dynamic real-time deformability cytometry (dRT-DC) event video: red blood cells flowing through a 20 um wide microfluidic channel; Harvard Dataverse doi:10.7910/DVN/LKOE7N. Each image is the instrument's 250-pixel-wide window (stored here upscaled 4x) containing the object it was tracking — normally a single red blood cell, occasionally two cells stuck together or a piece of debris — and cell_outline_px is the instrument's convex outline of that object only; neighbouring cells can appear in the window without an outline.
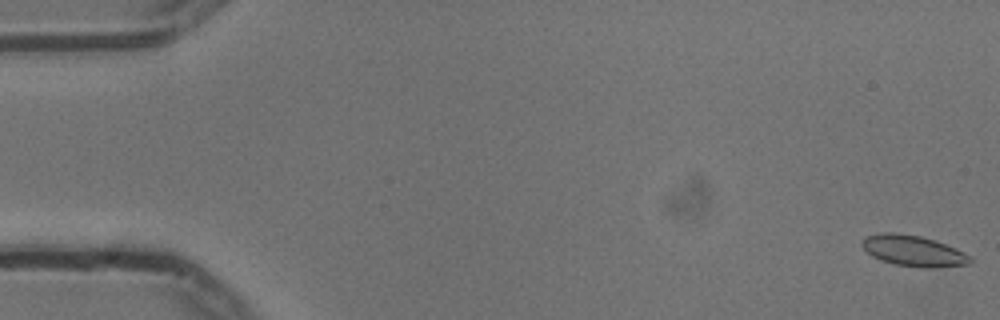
{"species": "common noctule bat (a hibernating species)", "species_latin": "Nyctalus noctula", "temperature_condition": "cold", "stored_images_in_passage": 56, "camera_frame_rate_fps": 3000, "um_per_image_px": 0.085, "animal": {"sex": "male", "body_mass_g": 13.3}, "frame": {"image": 1, "passage_image": 1, "time_ms": 0.0, "image_size_px": [1000, 320], "cell_outline_px": [[976, 260], [972, 264], [936, 268], [920, 268], [896, 264], [880, 260], [872, 256], [860, 244], [864, 236], [880, 232], [896, 232], [920, 236], [936, 240], [956, 248], [972, 256]], "centroid_in_image_um": [77.69, 21.32], "position_along_channel_um": 7.3, "area_um2": 20.0}}
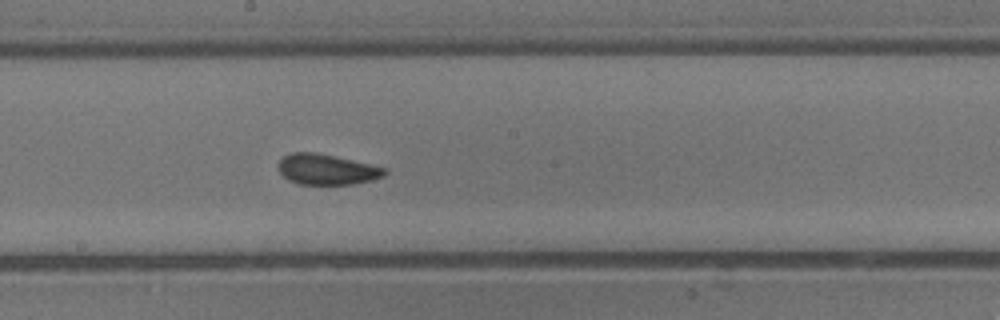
{"frame": {"image": 2, "passage_image": 30, "time_ms": 9.667, "image_size_px": [1000, 320], "cell_outline_px": [[388, 172], [384, 176], [372, 180], [352, 184], [300, 184], [288, 180], [280, 172], [280, 160], [284, 156], [292, 152], [316, 152], [388, 168]], "centroid_in_image_um": [27.82, 14.4], "position_along_channel_um": 220.4, "area_um2": 18.79}}
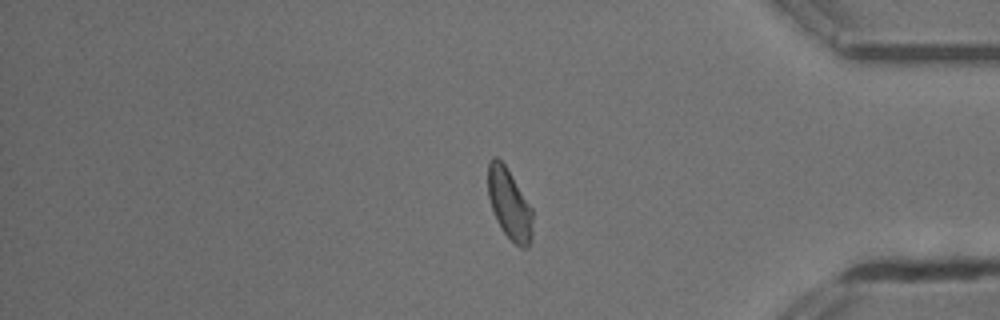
{"frame": {"image": 3, "passage_image": 46, "time_ms": 15.0, "image_size_px": [1000, 320], "cell_outline_px": [[532, 236], [528, 248], [524, 248], [516, 244], [504, 232], [496, 220], [488, 196], [488, 164], [492, 156], [496, 156], [504, 164], [532, 208]], "centroid_in_image_um": [43.29, 17.34], "position_along_channel_um": 391.9, "area_um2": 18.09}, "authors_computed_cell_mechanics": {"area_um2": 19.074, "velocity_mm_per_s": 3.718, "shape_relaxation_time_tau1_ms": 4.8434, "shape_relaxation_time_tau2_ms": 1.3345, "deformation_change_tau1": 0.0834, "deformation_change_tau2": 0.0482}}